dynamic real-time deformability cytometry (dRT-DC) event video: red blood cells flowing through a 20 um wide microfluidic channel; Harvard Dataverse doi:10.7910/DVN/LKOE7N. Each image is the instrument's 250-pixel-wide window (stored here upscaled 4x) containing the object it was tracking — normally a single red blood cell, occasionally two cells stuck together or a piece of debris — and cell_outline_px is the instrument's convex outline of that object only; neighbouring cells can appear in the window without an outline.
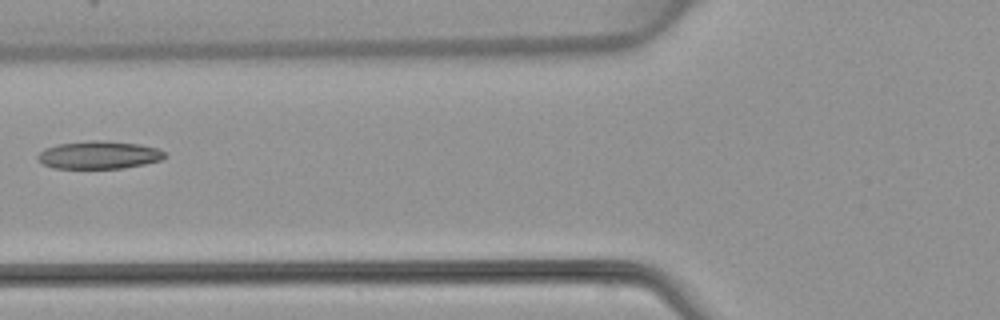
{"species": "common noctule bat (a hibernating species)", "species_latin": "Nyctalus noctula", "temperature_condition": "warm", "stored_images_in_passage": 5, "camera_frame_rate_fps": 3000, "um_per_image_px": 0.085, "animal": {"sex": "female", "body_mass_g": 22.7, "forearm_length_mm": 54.2}, "frame": {"image": 1, "passage_image": 5, "time_ms": 6.333, "image_size_px": [1000, 320], "cell_outline_px": [[168, 156], [160, 160], [144, 164], [124, 168], [52, 168], [44, 164], [36, 156], [44, 148], [56, 144], [92, 140], [96, 140], [140, 144], [156, 148], [164, 152]], "centroid_in_image_um": [8.4, 13.17], "position_along_channel_um": 117.4, "area_um2": 20.52}}